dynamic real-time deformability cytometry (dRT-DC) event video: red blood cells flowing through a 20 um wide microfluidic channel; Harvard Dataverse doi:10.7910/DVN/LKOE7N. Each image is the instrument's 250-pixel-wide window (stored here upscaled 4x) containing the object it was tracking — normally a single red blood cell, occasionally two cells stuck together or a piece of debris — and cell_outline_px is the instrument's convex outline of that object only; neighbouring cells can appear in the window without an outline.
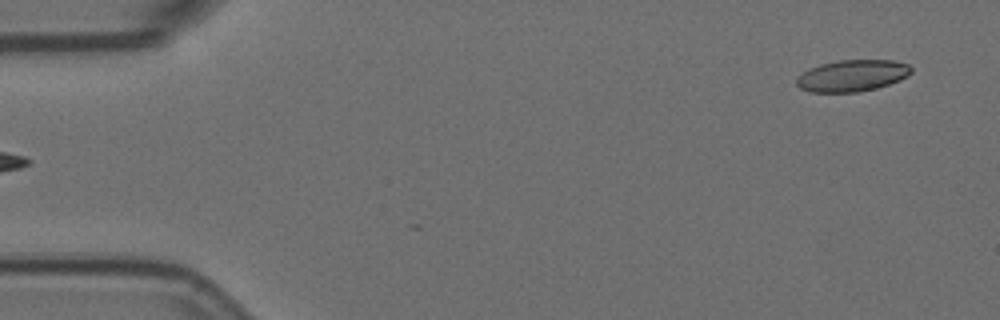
{"species": "Egyptian fruit bat (a non-hibernating species)", "species_latin": "Rousettus aegyptiacus", "temperature_condition": "room temperature", "stored_images_in_passage": 5, "segment_of_instrument_passage": [2, 2], "camera_frame_rate_fps": 3000, "um_per_image_px": 0.085, "animal": {"sex": "female"}, "frame": {"image": 1, "passage_image": 5, "time_ms": 1.333, "image_size_px": [1000, 320], "cell_outline_px": [[912, 72], [908, 76], [900, 80], [876, 88], [856, 92], [808, 92], [800, 88], [796, 84], [796, 76], [820, 64], [840, 60], [892, 60], [908, 64], [912, 68]], "centroid_in_image_um": [72.44, 6.43], "position_along_channel_um": 12.6, "area_um2": 21.1}}